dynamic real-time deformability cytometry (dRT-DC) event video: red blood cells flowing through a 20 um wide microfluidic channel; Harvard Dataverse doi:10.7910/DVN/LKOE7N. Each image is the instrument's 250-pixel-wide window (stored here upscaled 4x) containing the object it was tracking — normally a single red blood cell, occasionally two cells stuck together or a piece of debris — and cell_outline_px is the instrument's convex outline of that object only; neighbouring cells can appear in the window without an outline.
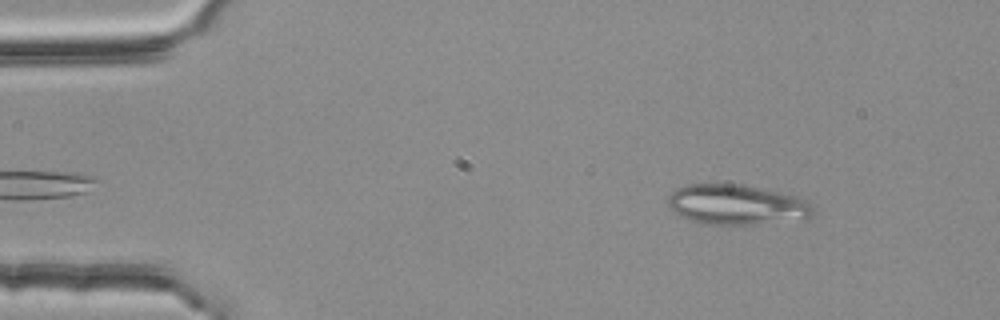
{"species": "common noctule bat (a hibernating species)", "species_latin": "Nyctalus noctula", "temperature_condition": "room temperature", "stored_images_in_passage": 53, "camera_frame_rate_fps": 3000, "um_per_image_px": 0.085, "animal": {"sex": "female", "body_mass_g": 25.1}, "frame": {"image": 1, "passage_image": 6, "time_ms": 1.667, "image_size_px": [1000, 320], "cell_outline_px": [[812, 216], [804, 220], [752, 224], [708, 224], [692, 220], [672, 212], [668, 208], [668, 196], [676, 188], [688, 184], [740, 184], [800, 196], [812, 208]], "centroid_in_image_um": [62.61, 17.39], "position_along_channel_um": 22.4, "area_um2": 33.93}}
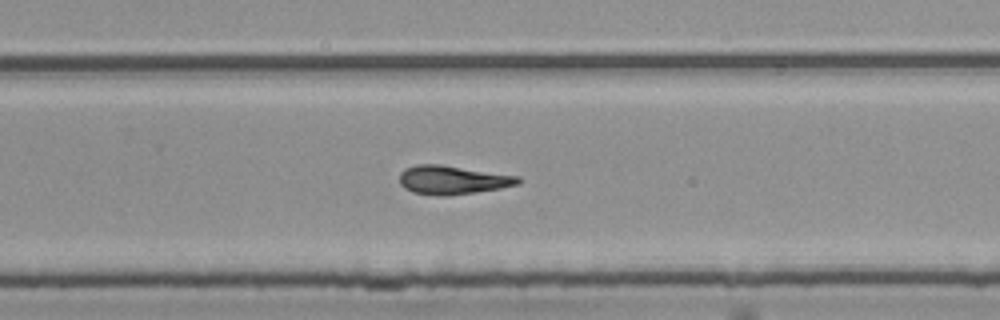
{"frame": {"image": 2, "passage_image": 34, "time_ms": 11.0, "image_size_px": [1000, 320], "cell_outline_px": [[520, 184], [500, 188], [448, 196], [436, 196], [412, 192], [404, 188], [400, 184], [400, 172], [404, 168], [416, 164], [440, 164], [520, 176]], "centroid_in_image_um": [38.44, 15.29], "position_along_channel_um": 291.4, "area_um2": 20.0}}
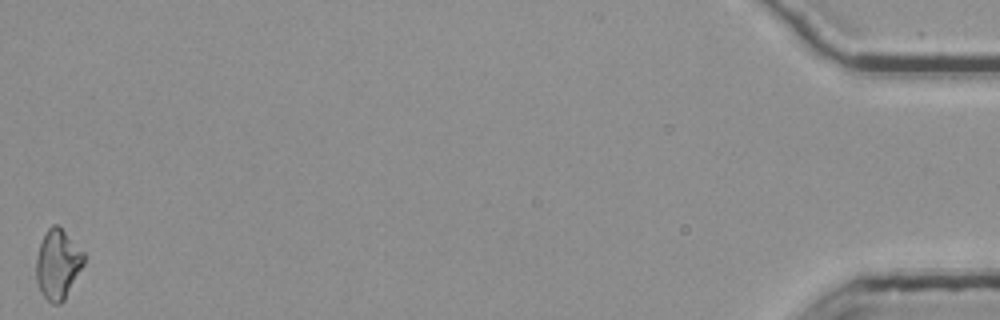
{"frame": {"image": 3, "passage_image": 53, "time_ms": 17.333, "image_size_px": [1000, 320], "cell_outline_px": [[84, 264], [64, 300], [60, 304], [52, 304], [40, 292], [36, 280], [36, 260], [40, 244], [48, 228], [52, 224], [56, 224], [84, 252]], "centroid_in_image_um": [4.9, 22.49], "position_along_channel_um": 430.3, "area_um2": 19.07}, "authors_computed_cell_mechanics": {"area_um2": 19.8254, "velocity_mm_per_s": 3.755, "shape_relaxation_time_tau1_ms": null, "shape_relaxation_time_tau2_ms": 7.908, "deformation_change_tau1": null, "deformation_change_tau2": 0.2029}}